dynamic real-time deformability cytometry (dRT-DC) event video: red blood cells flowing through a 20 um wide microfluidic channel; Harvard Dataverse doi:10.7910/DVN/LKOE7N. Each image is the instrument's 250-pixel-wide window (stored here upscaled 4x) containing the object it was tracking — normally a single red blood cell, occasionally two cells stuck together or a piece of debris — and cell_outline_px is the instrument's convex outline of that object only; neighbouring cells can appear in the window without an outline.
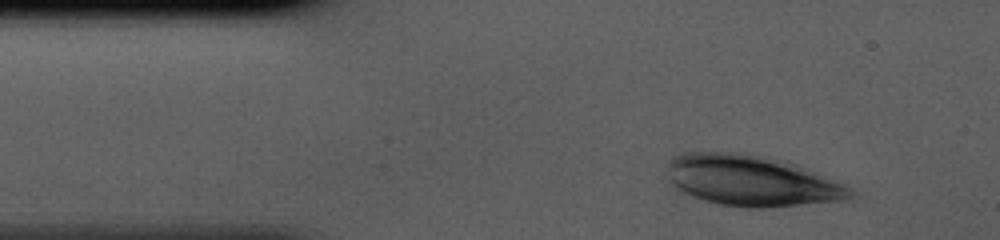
{"species": "human", "species_latin": "Homo sapiens", "temperature_condition": "cold", "stored_images_in_passage": 33, "camera_frame_rate_fps": 3000, "um_per_image_px": 0.085, "donor": {"sex": "male"}, "frame": {"image": 1, "passage_image": 1, "time_ms": 0.0, "image_size_px": [1000, 240], "cell_outline_px": [[852, 196], [840, 200], [768, 208], [744, 208], [720, 204], [704, 200], [680, 192], [668, 184], [668, 160], [672, 156], [684, 152], [732, 152], [768, 156], [788, 160], [852, 188]], "centroid_in_image_um": [63.8, 15.34], "position_along_channel_um": 21.2, "area_um2": 54.74}}
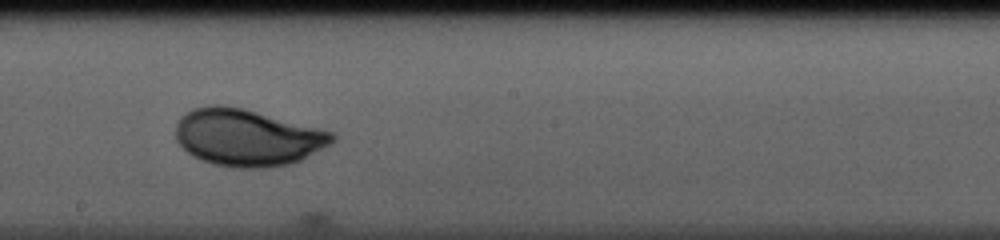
{"frame": {"image": 2, "passage_image": 19, "time_ms": 6.0, "image_size_px": [1000, 240], "cell_outline_px": [[336, 140], [332, 144], [292, 164], [264, 168], [232, 168], [212, 164], [192, 156], [176, 140], [176, 124], [180, 116], [192, 108], [208, 104], [224, 104], [244, 108], [336, 132]], "centroid_in_image_um": [21.03, 11.68], "position_along_channel_um": 227.2, "area_um2": 52.71}}
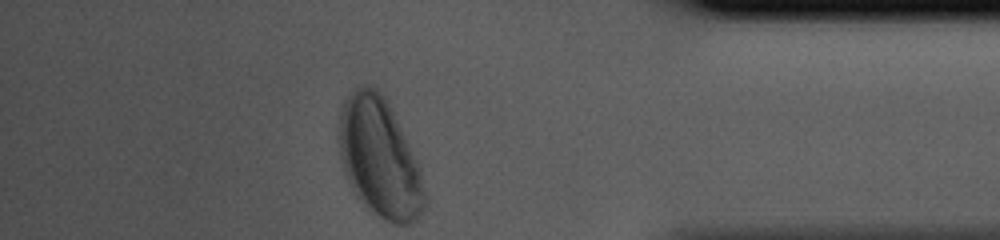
{"frame": {"image": 3, "passage_image": 33, "time_ms": 10.667, "image_size_px": [1000, 240], "cell_outline_px": [[428, 204], [420, 216], [412, 224], [392, 224], [384, 220], [364, 208], [344, 176], [340, 160], [336, 136], [336, 128], [340, 112], [344, 100], [348, 92], [356, 84], [368, 84], [376, 88], [388, 100], [392, 108], [420, 168], [428, 196]], "centroid_in_image_um": [32.23, 13.42], "position_along_channel_um": 403.0, "area_um2": 61.61}}